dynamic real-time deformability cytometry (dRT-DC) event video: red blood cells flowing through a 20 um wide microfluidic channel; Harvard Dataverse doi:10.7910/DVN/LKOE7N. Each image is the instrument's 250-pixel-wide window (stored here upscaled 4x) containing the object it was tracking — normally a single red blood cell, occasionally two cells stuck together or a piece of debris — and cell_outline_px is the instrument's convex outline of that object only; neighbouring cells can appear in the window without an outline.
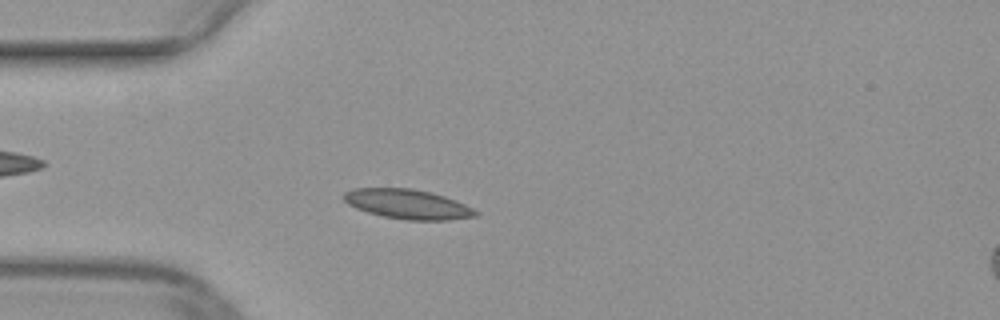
{"species": "common noctule bat (a hibernating species)", "species_latin": "Nyctalus noctula", "temperature_condition": "warm", "stored_images_in_passage": 49, "camera_frame_rate_fps": 3000, "um_per_image_px": 0.085, "animal": {"sex": "female", "body_mass_g": 29.2, "forearm_length_mm": 56.3}, "frame": {"image": 1, "passage_image": 13, "time_ms": 4.0, "image_size_px": [1000, 320], "cell_outline_px": [[480, 212], [476, 216], [448, 220], [404, 220], [384, 216], [368, 212], [356, 208], [348, 204], [344, 200], [344, 192], [352, 188], [412, 188], [432, 192], [456, 200]], "centroid_in_image_um": [34.66, 17.34], "position_along_channel_um": 50.3, "area_um2": 22.77}}
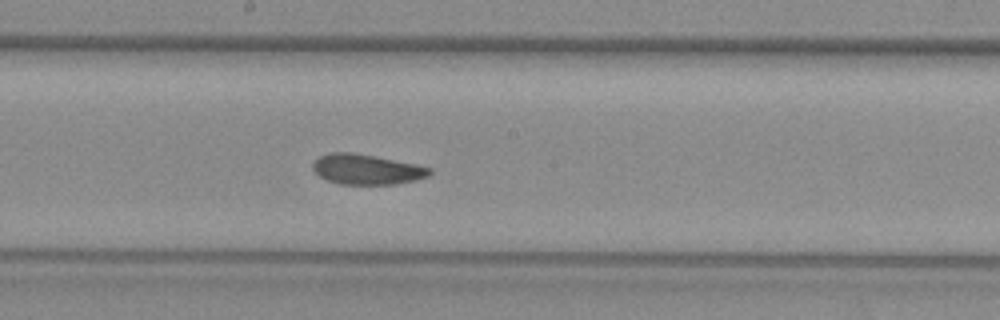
{"frame": {"image": 2, "passage_image": 26, "time_ms": 8.333, "image_size_px": [1000, 320], "cell_outline_px": [[432, 172], [428, 176], [416, 180], [396, 184], [340, 184], [328, 180], [320, 176], [312, 168], [312, 164], [320, 156], [332, 152], [352, 152], [416, 164], [432, 168]], "centroid_in_image_um": [31.19, 14.4], "position_along_channel_um": 217.0, "area_um2": 20.4}}
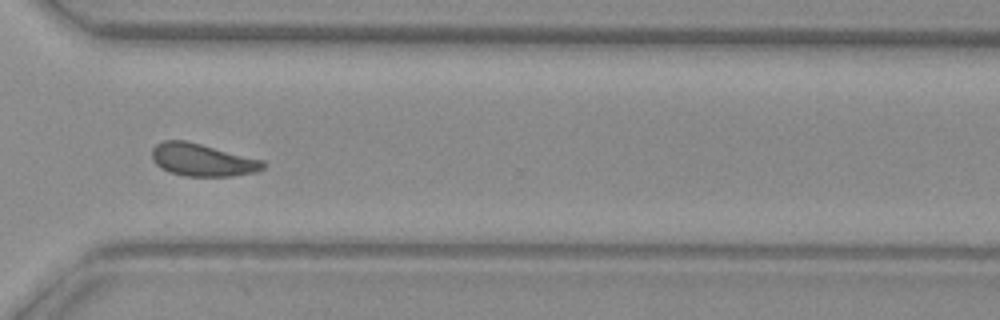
{"frame": {"image": 3, "passage_image": 36, "time_ms": 11.667, "image_size_px": [1000, 320], "cell_outline_px": [[268, 164], [260, 172], [232, 176], [184, 176], [168, 172], [160, 168], [152, 160], [152, 148], [156, 144], [164, 140], [184, 140], [264, 160]], "centroid_in_image_um": [17.22, 13.61], "position_along_channel_um": 353.4, "area_um2": 21.33}}